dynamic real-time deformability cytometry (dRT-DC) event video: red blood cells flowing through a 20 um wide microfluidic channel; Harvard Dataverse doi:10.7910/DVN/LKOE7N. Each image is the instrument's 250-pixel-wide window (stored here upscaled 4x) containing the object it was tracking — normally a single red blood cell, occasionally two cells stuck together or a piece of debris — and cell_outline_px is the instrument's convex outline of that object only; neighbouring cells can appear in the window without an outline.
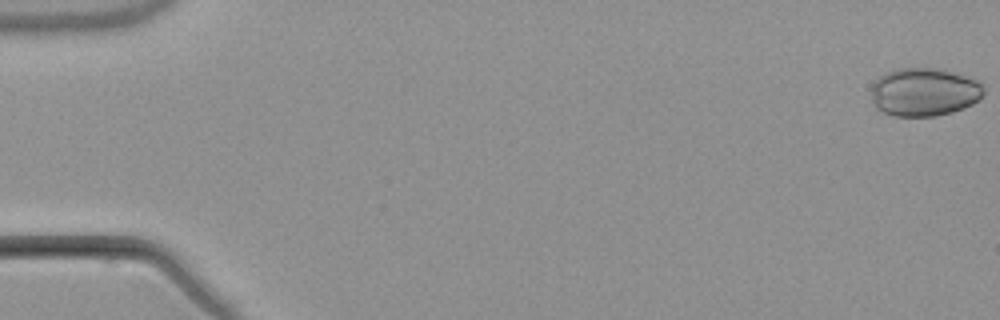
{"species": "common noctule bat (a hibernating species)", "species_latin": "Nyctalus noctula", "temperature_condition": "warm", "stored_images_in_passage": 6, "camera_frame_rate_fps": 3000, "um_per_image_px": 0.085, "animal": {"sex": "male", "body_mass_g": 21.5, "forearm_length_mm": 52.0}, "frame": {"image": 1, "passage_image": 1, "time_ms": 0.0, "image_size_px": [1000, 320], "cell_outline_px": [[984, 92], [972, 104], [964, 108], [952, 112], [936, 116], [896, 116], [884, 112], [876, 108], [872, 100], [872, 84], [880, 76], [888, 72], [900, 68], [936, 68], [956, 72], [976, 80], [984, 84]], "centroid_in_image_um": [78.57, 7.82], "position_along_channel_um": 6.4, "area_um2": 31.62}}
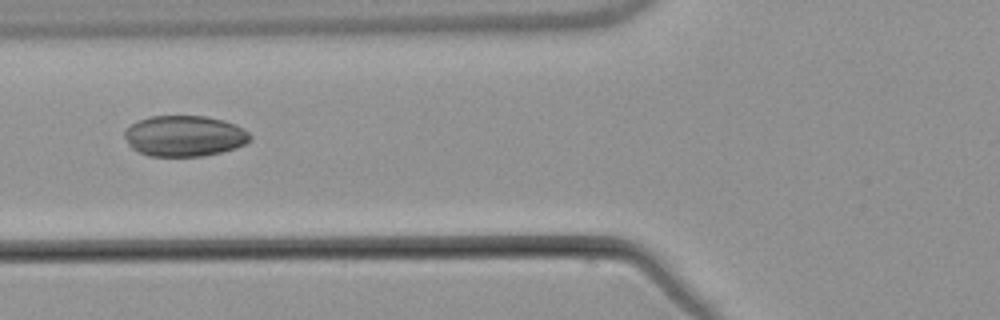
{"frame": {"image": 2, "passage_image": 6, "time_ms": 7.0, "image_size_px": [1000, 320], "cell_outline_px": [[252, 140], [236, 148], [220, 152], [200, 156], [148, 156], [132, 148], [128, 144], [124, 136], [124, 132], [136, 120], [148, 116], [208, 116], [224, 120], [236, 124], [244, 128], [252, 136]], "centroid_in_image_um": [15.69, 11.54], "position_along_channel_um": 110.1, "area_um2": 30.11}}